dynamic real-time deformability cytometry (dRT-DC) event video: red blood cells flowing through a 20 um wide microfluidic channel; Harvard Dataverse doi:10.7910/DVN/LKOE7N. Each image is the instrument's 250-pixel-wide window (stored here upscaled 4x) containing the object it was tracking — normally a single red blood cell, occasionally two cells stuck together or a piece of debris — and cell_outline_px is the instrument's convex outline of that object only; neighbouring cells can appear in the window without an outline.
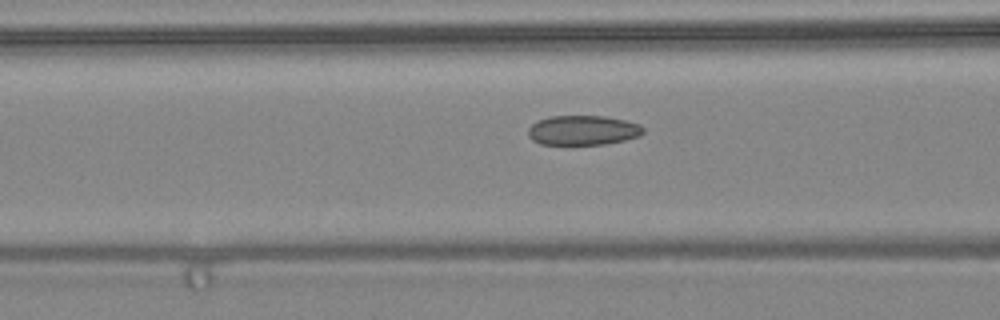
{"species": "common noctule bat (a hibernating species)", "species_latin": "Nyctalus noctula", "temperature_condition": "warm", "stored_images_in_passage": 15, "camera_frame_rate_fps": 3000, "um_per_image_px": 0.085, "animal": {"sex": "female", "body_mass_g": 24.6, "forearm_length_mm": 56.2}, "frame": {"image": 1, "passage_image": 13, "time_ms": 4.0, "image_size_px": [1000, 320], "cell_outline_px": [[644, 132], [640, 136], [624, 140], [604, 144], [540, 144], [532, 140], [528, 136], [528, 128], [536, 120], [548, 116], [604, 116], [624, 120], [640, 124], [644, 128]], "centroid_in_image_um": [49.53, 11.06], "position_along_channel_um": 117.1, "area_um2": 20.0}}